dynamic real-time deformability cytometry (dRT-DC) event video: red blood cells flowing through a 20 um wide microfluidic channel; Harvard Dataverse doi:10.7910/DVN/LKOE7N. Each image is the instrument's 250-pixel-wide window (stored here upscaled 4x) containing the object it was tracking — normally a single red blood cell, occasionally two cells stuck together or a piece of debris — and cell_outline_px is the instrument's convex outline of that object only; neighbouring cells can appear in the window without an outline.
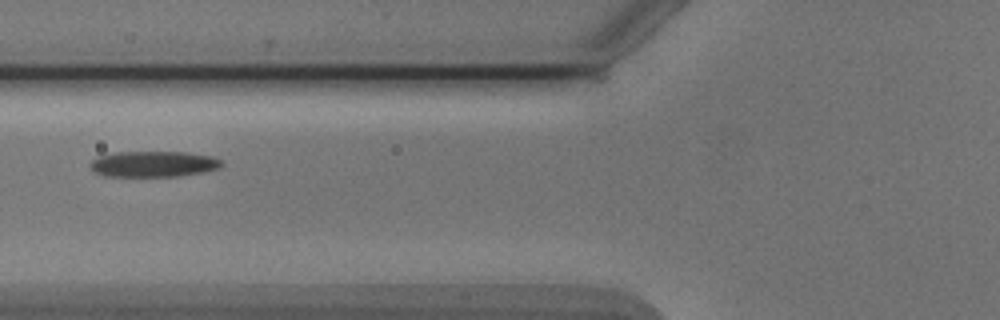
{"species": "Egyptian fruit bat (a non-hibernating species)", "species_latin": "Rousettus aegyptiacus", "temperature_condition": "cold", "stored_images_in_passage": 4, "camera_frame_rate_fps": 3000, "um_per_image_px": 0.085, "animal": {"sex": "male"}, "frame": {"image": 1, "passage_image": 3, "time_ms": 2.333, "image_size_px": [1000, 320], "cell_outline_px": [[224, 164], [220, 168], [204, 172], [176, 176], [104, 176], [96, 172], [92, 168], [92, 160], [100, 156], [116, 152], [188, 152], [212, 156], [220, 160]], "centroid_in_image_um": [13.11, 13.94], "position_along_channel_um": 112.7, "area_um2": 19.65}}
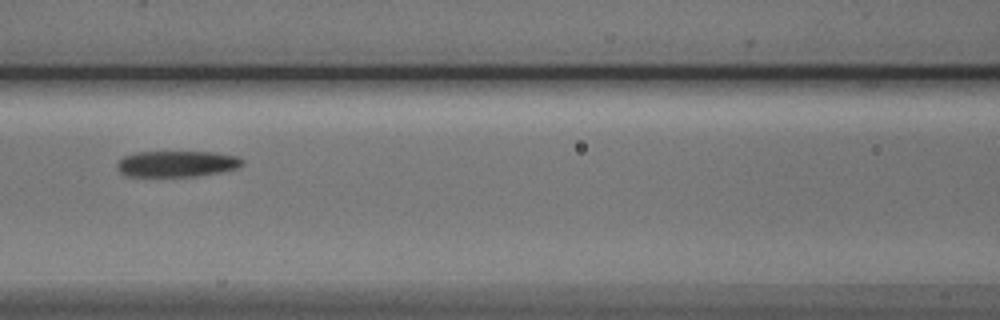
{"frame": {"image": 2, "passage_image": 4, "time_ms": 3.333, "image_size_px": [1000, 320], "cell_outline_px": [[244, 164], [240, 168], [224, 172], [196, 176], [124, 176], [116, 168], [116, 164], [124, 156], [136, 152], [216, 152], [236, 156], [244, 160]], "centroid_in_image_um": [15.07, 13.93], "position_along_channel_um": 151.5, "area_um2": 19.31}}